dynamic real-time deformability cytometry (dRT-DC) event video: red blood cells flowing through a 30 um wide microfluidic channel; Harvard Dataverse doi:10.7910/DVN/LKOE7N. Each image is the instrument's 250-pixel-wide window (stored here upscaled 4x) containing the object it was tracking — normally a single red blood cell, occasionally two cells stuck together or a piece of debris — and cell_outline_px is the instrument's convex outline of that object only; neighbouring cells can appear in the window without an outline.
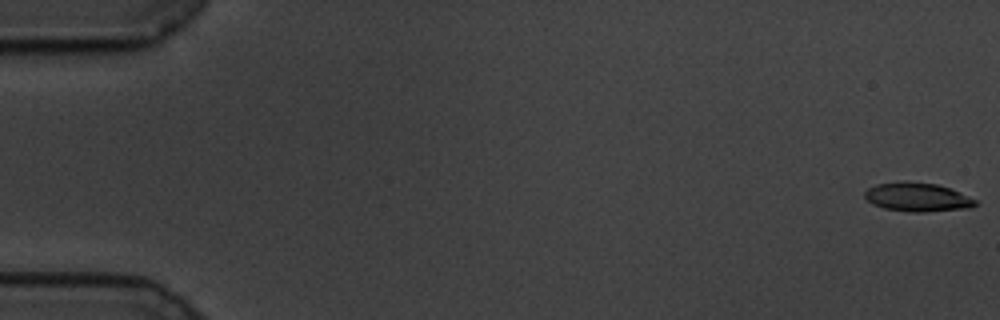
{"species": "common noctule bat (a hibernating species)", "species_latin": "Nyctalus noctula", "temperature_condition": "cold", "stored_images_in_passage": 14, "camera_frame_rate_fps": 3000, "um_per_image_px": 0.085, "animal": {"sex": "male", "body_mass_g": 19.5, "forearm_length_mm": 54.6}, "frame": {"image": 1, "passage_image": 1, "time_ms": 0.0, "image_size_px": [1000, 320], "cell_outline_px": [[976, 204], [972, 208], [924, 212], [912, 212], [884, 208], [872, 204], [864, 196], [864, 192], [868, 188], [876, 184], [908, 180], [936, 184], [960, 192], [976, 200]], "centroid_in_image_um": [77.97, 16.75], "position_along_channel_um": 7.0, "area_um2": 18.67}}